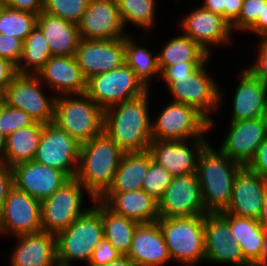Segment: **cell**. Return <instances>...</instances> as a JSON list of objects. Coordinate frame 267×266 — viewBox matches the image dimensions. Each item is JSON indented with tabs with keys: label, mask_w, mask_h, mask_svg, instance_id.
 Listing matches in <instances>:
<instances>
[{
	"label": "cell",
	"mask_w": 267,
	"mask_h": 266,
	"mask_svg": "<svg viewBox=\"0 0 267 266\" xmlns=\"http://www.w3.org/2000/svg\"><path fill=\"white\" fill-rule=\"evenodd\" d=\"M211 142L200 153L197 175L207 213H221L231 201L234 179L243 167Z\"/></svg>",
	"instance_id": "3"
},
{
	"label": "cell",
	"mask_w": 267,
	"mask_h": 266,
	"mask_svg": "<svg viewBox=\"0 0 267 266\" xmlns=\"http://www.w3.org/2000/svg\"><path fill=\"white\" fill-rule=\"evenodd\" d=\"M206 139L152 140L148 151L152 160L162 165L173 177L194 174L197 173L200 153L210 143Z\"/></svg>",
	"instance_id": "16"
},
{
	"label": "cell",
	"mask_w": 267,
	"mask_h": 266,
	"mask_svg": "<svg viewBox=\"0 0 267 266\" xmlns=\"http://www.w3.org/2000/svg\"><path fill=\"white\" fill-rule=\"evenodd\" d=\"M265 31H267V2L263 5L262 17H258L257 22L247 32L256 36Z\"/></svg>",
	"instance_id": "53"
},
{
	"label": "cell",
	"mask_w": 267,
	"mask_h": 266,
	"mask_svg": "<svg viewBox=\"0 0 267 266\" xmlns=\"http://www.w3.org/2000/svg\"><path fill=\"white\" fill-rule=\"evenodd\" d=\"M229 223L233 240L239 245L244 259L251 266H260L263 227L254 218L238 217L225 211L220 213Z\"/></svg>",
	"instance_id": "28"
},
{
	"label": "cell",
	"mask_w": 267,
	"mask_h": 266,
	"mask_svg": "<svg viewBox=\"0 0 267 266\" xmlns=\"http://www.w3.org/2000/svg\"><path fill=\"white\" fill-rule=\"evenodd\" d=\"M146 92L126 63L87 79L86 94L103 111L113 105L140 97Z\"/></svg>",
	"instance_id": "11"
},
{
	"label": "cell",
	"mask_w": 267,
	"mask_h": 266,
	"mask_svg": "<svg viewBox=\"0 0 267 266\" xmlns=\"http://www.w3.org/2000/svg\"><path fill=\"white\" fill-rule=\"evenodd\" d=\"M127 256L137 266H164L172 261L158 222L138 225Z\"/></svg>",
	"instance_id": "25"
},
{
	"label": "cell",
	"mask_w": 267,
	"mask_h": 266,
	"mask_svg": "<svg viewBox=\"0 0 267 266\" xmlns=\"http://www.w3.org/2000/svg\"><path fill=\"white\" fill-rule=\"evenodd\" d=\"M150 94V95H149ZM151 91L104 110L103 130L123 152L148 150L152 141Z\"/></svg>",
	"instance_id": "1"
},
{
	"label": "cell",
	"mask_w": 267,
	"mask_h": 266,
	"mask_svg": "<svg viewBox=\"0 0 267 266\" xmlns=\"http://www.w3.org/2000/svg\"><path fill=\"white\" fill-rule=\"evenodd\" d=\"M153 119L152 140L181 141L206 138L210 132V122L194 107L180 102L169 100Z\"/></svg>",
	"instance_id": "8"
},
{
	"label": "cell",
	"mask_w": 267,
	"mask_h": 266,
	"mask_svg": "<svg viewBox=\"0 0 267 266\" xmlns=\"http://www.w3.org/2000/svg\"><path fill=\"white\" fill-rule=\"evenodd\" d=\"M204 262L251 266L244 259L239 245L234 240L222 244H205Z\"/></svg>",
	"instance_id": "37"
},
{
	"label": "cell",
	"mask_w": 267,
	"mask_h": 266,
	"mask_svg": "<svg viewBox=\"0 0 267 266\" xmlns=\"http://www.w3.org/2000/svg\"><path fill=\"white\" fill-rule=\"evenodd\" d=\"M6 136L0 131V164H4Z\"/></svg>",
	"instance_id": "57"
},
{
	"label": "cell",
	"mask_w": 267,
	"mask_h": 266,
	"mask_svg": "<svg viewBox=\"0 0 267 266\" xmlns=\"http://www.w3.org/2000/svg\"><path fill=\"white\" fill-rule=\"evenodd\" d=\"M124 28L127 24L146 30L147 35L156 25L158 0H116Z\"/></svg>",
	"instance_id": "35"
},
{
	"label": "cell",
	"mask_w": 267,
	"mask_h": 266,
	"mask_svg": "<svg viewBox=\"0 0 267 266\" xmlns=\"http://www.w3.org/2000/svg\"><path fill=\"white\" fill-rule=\"evenodd\" d=\"M103 238L101 201L94 199L92 206L56 236L58 266H72L74 261L87 265L95 245Z\"/></svg>",
	"instance_id": "4"
},
{
	"label": "cell",
	"mask_w": 267,
	"mask_h": 266,
	"mask_svg": "<svg viewBox=\"0 0 267 266\" xmlns=\"http://www.w3.org/2000/svg\"><path fill=\"white\" fill-rule=\"evenodd\" d=\"M204 63L206 62H183L167 66L160 72L159 80L162 79V82L164 81L166 85L165 87H167L173 80H175V77L187 76Z\"/></svg>",
	"instance_id": "45"
},
{
	"label": "cell",
	"mask_w": 267,
	"mask_h": 266,
	"mask_svg": "<svg viewBox=\"0 0 267 266\" xmlns=\"http://www.w3.org/2000/svg\"><path fill=\"white\" fill-rule=\"evenodd\" d=\"M240 73L231 101L229 122L263 117L266 108L267 87L246 68Z\"/></svg>",
	"instance_id": "24"
},
{
	"label": "cell",
	"mask_w": 267,
	"mask_h": 266,
	"mask_svg": "<svg viewBox=\"0 0 267 266\" xmlns=\"http://www.w3.org/2000/svg\"><path fill=\"white\" fill-rule=\"evenodd\" d=\"M256 37H258L260 39V41H258V47L263 51L267 53V31L263 32L262 34L257 35Z\"/></svg>",
	"instance_id": "58"
},
{
	"label": "cell",
	"mask_w": 267,
	"mask_h": 266,
	"mask_svg": "<svg viewBox=\"0 0 267 266\" xmlns=\"http://www.w3.org/2000/svg\"><path fill=\"white\" fill-rule=\"evenodd\" d=\"M173 176L160 164L152 160L142 181V189L159 202L167 187L172 182Z\"/></svg>",
	"instance_id": "39"
},
{
	"label": "cell",
	"mask_w": 267,
	"mask_h": 266,
	"mask_svg": "<svg viewBox=\"0 0 267 266\" xmlns=\"http://www.w3.org/2000/svg\"><path fill=\"white\" fill-rule=\"evenodd\" d=\"M14 186L13 171L6 164H0V210L9 190Z\"/></svg>",
	"instance_id": "50"
},
{
	"label": "cell",
	"mask_w": 267,
	"mask_h": 266,
	"mask_svg": "<svg viewBox=\"0 0 267 266\" xmlns=\"http://www.w3.org/2000/svg\"><path fill=\"white\" fill-rule=\"evenodd\" d=\"M243 0H226L225 19L232 25L240 15Z\"/></svg>",
	"instance_id": "51"
},
{
	"label": "cell",
	"mask_w": 267,
	"mask_h": 266,
	"mask_svg": "<svg viewBox=\"0 0 267 266\" xmlns=\"http://www.w3.org/2000/svg\"><path fill=\"white\" fill-rule=\"evenodd\" d=\"M75 59L86 79L125 64V37L109 40L81 38Z\"/></svg>",
	"instance_id": "18"
},
{
	"label": "cell",
	"mask_w": 267,
	"mask_h": 266,
	"mask_svg": "<svg viewBox=\"0 0 267 266\" xmlns=\"http://www.w3.org/2000/svg\"><path fill=\"white\" fill-rule=\"evenodd\" d=\"M160 217H192L207 214L197 173L173 177L158 202Z\"/></svg>",
	"instance_id": "15"
},
{
	"label": "cell",
	"mask_w": 267,
	"mask_h": 266,
	"mask_svg": "<svg viewBox=\"0 0 267 266\" xmlns=\"http://www.w3.org/2000/svg\"><path fill=\"white\" fill-rule=\"evenodd\" d=\"M263 119H264L266 130H267V102H266V108L264 110Z\"/></svg>",
	"instance_id": "59"
},
{
	"label": "cell",
	"mask_w": 267,
	"mask_h": 266,
	"mask_svg": "<svg viewBox=\"0 0 267 266\" xmlns=\"http://www.w3.org/2000/svg\"><path fill=\"white\" fill-rule=\"evenodd\" d=\"M104 266H137L128 256H120L117 260L109 262Z\"/></svg>",
	"instance_id": "56"
},
{
	"label": "cell",
	"mask_w": 267,
	"mask_h": 266,
	"mask_svg": "<svg viewBox=\"0 0 267 266\" xmlns=\"http://www.w3.org/2000/svg\"><path fill=\"white\" fill-rule=\"evenodd\" d=\"M151 163L148 150L124 152L113 182L105 193H123L142 189V181Z\"/></svg>",
	"instance_id": "29"
},
{
	"label": "cell",
	"mask_w": 267,
	"mask_h": 266,
	"mask_svg": "<svg viewBox=\"0 0 267 266\" xmlns=\"http://www.w3.org/2000/svg\"><path fill=\"white\" fill-rule=\"evenodd\" d=\"M35 123V120L27 112L11 107L0 99V131L6 137L19 128Z\"/></svg>",
	"instance_id": "41"
},
{
	"label": "cell",
	"mask_w": 267,
	"mask_h": 266,
	"mask_svg": "<svg viewBox=\"0 0 267 266\" xmlns=\"http://www.w3.org/2000/svg\"><path fill=\"white\" fill-rule=\"evenodd\" d=\"M134 37L131 33L125 37V63L133 70L141 86L150 91L152 81H160L157 53L154 54L147 47L140 45Z\"/></svg>",
	"instance_id": "30"
},
{
	"label": "cell",
	"mask_w": 267,
	"mask_h": 266,
	"mask_svg": "<svg viewBox=\"0 0 267 266\" xmlns=\"http://www.w3.org/2000/svg\"><path fill=\"white\" fill-rule=\"evenodd\" d=\"M53 123L82 144L103 131L104 111L86 93L60 95Z\"/></svg>",
	"instance_id": "6"
},
{
	"label": "cell",
	"mask_w": 267,
	"mask_h": 266,
	"mask_svg": "<svg viewBox=\"0 0 267 266\" xmlns=\"http://www.w3.org/2000/svg\"><path fill=\"white\" fill-rule=\"evenodd\" d=\"M37 77L55 96L86 93L87 79L75 56H51Z\"/></svg>",
	"instance_id": "21"
},
{
	"label": "cell",
	"mask_w": 267,
	"mask_h": 266,
	"mask_svg": "<svg viewBox=\"0 0 267 266\" xmlns=\"http://www.w3.org/2000/svg\"><path fill=\"white\" fill-rule=\"evenodd\" d=\"M266 186V178L252 172L247 166H243L234 179L231 201L225 212L258 220Z\"/></svg>",
	"instance_id": "22"
},
{
	"label": "cell",
	"mask_w": 267,
	"mask_h": 266,
	"mask_svg": "<svg viewBox=\"0 0 267 266\" xmlns=\"http://www.w3.org/2000/svg\"><path fill=\"white\" fill-rule=\"evenodd\" d=\"M122 256L105 238L97 242L87 266H104Z\"/></svg>",
	"instance_id": "43"
},
{
	"label": "cell",
	"mask_w": 267,
	"mask_h": 266,
	"mask_svg": "<svg viewBox=\"0 0 267 266\" xmlns=\"http://www.w3.org/2000/svg\"><path fill=\"white\" fill-rule=\"evenodd\" d=\"M11 168L14 186L39 201L51 196L70 180L64 172L35 161L21 162Z\"/></svg>",
	"instance_id": "20"
},
{
	"label": "cell",
	"mask_w": 267,
	"mask_h": 266,
	"mask_svg": "<svg viewBox=\"0 0 267 266\" xmlns=\"http://www.w3.org/2000/svg\"><path fill=\"white\" fill-rule=\"evenodd\" d=\"M228 131L219 147L231 160L247 166L258 147L267 138L263 117L229 122Z\"/></svg>",
	"instance_id": "17"
},
{
	"label": "cell",
	"mask_w": 267,
	"mask_h": 266,
	"mask_svg": "<svg viewBox=\"0 0 267 266\" xmlns=\"http://www.w3.org/2000/svg\"><path fill=\"white\" fill-rule=\"evenodd\" d=\"M50 57L48 41L36 25L24 40L21 58L16 66L17 73L37 75Z\"/></svg>",
	"instance_id": "34"
},
{
	"label": "cell",
	"mask_w": 267,
	"mask_h": 266,
	"mask_svg": "<svg viewBox=\"0 0 267 266\" xmlns=\"http://www.w3.org/2000/svg\"><path fill=\"white\" fill-rule=\"evenodd\" d=\"M36 25L48 41L51 56H75L81 40L76 24L41 12Z\"/></svg>",
	"instance_id": "27"
},
{
	"label": "cell",
	"mask_w": 267,
	"mask_h": 266,
	"mask_svg": "<svg viewBox=\"0 0 267 266\" xmlns=\"http://www.w3.org/2000/svg\"><path fill=\"white\" fill-rule=\"evenodd\" d=\"M101 220L103 223L104 238L107 239L122 256H127L139 223L114 213L102 201Z\"/></svg>",
	"instance_id": "33"
},
{
	"label": "cell",
	"mask_w": 267,
	"mask_h": 266,
	"mask_svg": "<svg viewBox=\"0 0 267 266\" xmlns=\"http://www.w3.org/2000/svg\"><path fill=\"white\" fill-rule=\"evenodd\" d=\"M3 3L14 10H21L39 15L44 6V0H3Z\"/></svg>",
	"instance_id": "48"
},
{
	"label": "cell",
	"mask_w": 267,
	"mask_h": 266,
	"mask_svg": "<svg viewBox=\"0 0 267 266\" xmlns=\"http://www.w3.org/2000/svg\"><path fill=\"white\" fill-rule=\"evenodd\" d=\"M23 43L19 38L0 33V57L10 60L17 66L21 58Z\"/></svg>",
	"instance_id": "44"
},
{
	"label": "cell",
	"mask_w": 267,
	"mask_h": 266,
	"mask_svg": "<svg viewBox=\"0 0 267 266\" xmlns=\"http://www.w3.org/2000/svg\"><path fill=\"white\" fill-rule=\"evenodd\" d=\"M80 143L55 123H47L33 161L64 172L70 179L78 170Z\"/></svg>",
	"instance_id": "12"
},
{
	"label": "cell",
	"mask_w": 267,
	"mask_h": 266,
	"mask_svg": "<svg viewBox=\"0 0 267 266\" xmlns=\"http://www.w3.org/2000/svg\"><path fill=\"white\" fill-rule=\"evenodd\" d=\"M86 193V194H85ZM94 199L84 189L76 178L68 180L51 196L41 201V226L42 230L57 236L67 229L87 208L83 206L85 196ZM84 207V208H83Z\"/></svg>",
	"instance_id": "9"
},
{
	"label": "cell",
	"mask_w": 267,
	"mask_h": 266,
	"mask_svg": "<svg viewBox=\"0 0 267 266\" xmlns=\"http://www.w3.org/2000/svg\"><path fill=\"white\" fill-rule=\"evenodd\" d=\"M2 4H3V0H0V7H1Z\"/></svg>",
	"instance_id": "60"
},
{
	"label": "cell",
	"mask_w": 267,
	"mask_h": 266,
	"mask_svg": "<svg viewBox=\"0 0 267 266\" xmlns=\"http://www.w3.org/2000/svg\"><path fill=\"white\" fill-rule=\"evenodd\" d=\"M159 223L172 261L197 266L205 259L204 215L165 218Z\"/></svg>",
	"instance_id": "7"
},
{
	"label": "cell",
	"mask_w": 267,
	"mask_h": 266,
	"mask_svg": "<svg viewBox=\"0 0 267 266\" xmlns=\"http://www.w3.org/2000/svg\"><path fill=\"white\" fill-rule=\"evenodd\" d=\"M163 43V47L158 51V66L160 72L167 66L183 62H206L211 59L210 55L203 50L195 41L185 34L178 33L171 36Z\"/></svg>",
	"instance_id": "32"
},
{
	"label": "cell",
	"mask_w": 267,
	"mask_h": 266,
	"mask_svg": "<svg viewBox=\"0 0 267 266\" xmlns=\"http://www.w3.org/2000/svg\"><path fill=\"white\" fill-rule=\"evenodd\" d=\"M42 230L41 201L13 186L0 210V238Z\"/></svg>",
	"instance_id": "13"
},
{
	"label": "cell",
	"mask_w": 267,
	"mask_h": 266,
	"mask_svg": "<svg viewBox=\"0 0 267 266\" xmlns=\"http://www.w3.org/2000/svg\"><path fill=\"white\" fill-rule=\"evenodd\" d=\"M181 32L195 41L212 56L216 47H224L233 42L234 33L231 24L221 15L203 9L193 8L179 21ZM213 46V47H212Z\"/></svg>",
	"instance_id": "14"
},
{
	"label": "cell",
	"mask_w": 267,
	"mask_h": 266,
	"mask_svg": "<svg viewBox=\"0 0 267 266\" xmlns=\"http://www.w3.org/2000/svg\"><path fill=\"white\" fill-rule=\"evenodd\" d=\"M90 0H44L42 12L78 24Z\"/></svg>",
	"instance_id": "38"
},
{
	"label": "cell",
	"mask_w": 267,
	"mask_h": 266,
	"mask_svg": "<svg viewBox=\"0 0 267 266\" xmlns=\"http://www.w3.org/2000/svg\"><path fill=\"white\" fill-rule=\"evenodd\" d=\"M45 124L36 122L34 125L19 128L6 137L4 164L8 167L33 161L40 143Z\"/></svg>",
	"instance_id": "31"
},
{
	"label": "cell",
	"mask_w": 267,
	"mask_h": 266,
	"mask_svg": "<svg viewBox=\"0 0 267 266\" xmlns=\"http://www.w3.org/2000/svg\"><path fill=\"white\" fill-rule=\"evenodd\" d=\"M124 152L103 130L80 144L76 179L93 199H99L111 186Z\"/></svg>",
	"instance_id": "2"
},
{
	"label": "cell",
	"mask_w": 267,
	"mask_h": 266,
	"mask_svg": "<svg viewBox=\"0 0 267 266\" xmlns=\"http://www.w3.org/2000/svg\"><path fill=\"white\" fill-rule=\"evenodd\" d=\"M200 6L207 11L219 14L225 18L226 0H204Z\"/></svg>",
	"instance_id": "52"
},
{
	"label": "cell",
	"mask_w": 267,
	"mask_h": 266,
	"mask_svg": "<svg viewBox=\"0 0 267 266\" xmlns=\"http://www.w3.org/2000/svg\"><path fill=\"white\" fill-rule=\"evenodd\" d=\"M267 0H243L239 18L231 25L233 32L245 33L262 17Z\"/></svg>",
	"instance_id": "42"
},
{
	"label": "cell",
	"mask_w": 267,
	"mask_h": 266,
	"mask_svg": "<svg viewBox=\"0 0 267 266\" xmlns=\"http://www.w3.org/2000/svg\"><path fill=\"white\" fill-rule=\"evenodd\" d=\"M16 65L0 57V96L17 75Z\"/></svg>",
	"instance_id": "49"
},
{
	"label": "cell",
	"mask_w": 267,
	"mask_h": 266,
	"mask_svg": "<svg viewBox=\"0 0 267 266\" xmlns=\"http://www.w3.org/2000/svg\"><path fill=\"white\" fill-rule=\"evenodd\" d=\"M77 27L80 37L88 40L119 39L128 35L116 0H90Z\"/></svg>",
	"instance_id": "19"
},
{
	"label": "cell",
	"mask_w": 267,
	"mask_h": 266,
	"mask_svg": "<svg viewBox=\"0 0 267 266\" xmlns=\"http://www.w3.org/2000/svg\"><path fill=\"white\" fill-rule=\"evenodd\" d=\"M256 53L257 59L245 68L267 87V53L263 52L258 46Z\"/></svg>",
	"instance_id": "47"
},
{
	"label": "cell",
	"mask_w": 267,
	"mask_h": 266,
	"mask_svg": "<svg viewBox=\"0 0 267 266\" xmlns=\"http://www.w3.org/2000/svg\"><path fill=\"white\" fill-rule=\"evenodd\" d=\"M260 266H267V229L263 228V245L260 254Z\"/></svg>",
	"instance_id": "55"
},
{
	"label": "cell",
	"mask_w": 267,
	"mask_h": 266,
	"mask_svg": "<svg viewBox=\"0 0 267 266\" xmlns=\"http://www.w3.org/2000/svg\"><path fill=\"white\" fill-rule=\"evenodd\" d=\"M247 167L261 177L267 179V138L258 147L255 156L248 163Z\"/></svg>",
	"instance_id": "46"
},
{
	"label": "cell",
	"mask_w": 267,
	"mask_h": 266,
	"mask_svg": "<svg viewBox=\"0 0 267 266\" xmlns=\"http://www.w3.org/2000/svg\"><path fill=\"white\" fill-rule=\"evenodd\" d=\"M45 88L37 75L17 74L1 99L9 106L27 112L35 122L52 123L56 96L52 92L47 94Z\"/></svg>",
	"instance_id": "10"
},
{
	"label": "cell",
	"mask_w": 267,
	"mask_h": 266,
	"mask_svg": "<svg viewBox=\"0 0 267 266\" xmlns=\"http://www.w3.org/2000/svg\"><path fill=\"white\" fill-rule=\"evenodd\" d=\"M209 60L197 67L191 74L175 77V80L166 88L169 90L172 101L194 107L210 122V131H213L216 124L214 117L211 116L215 114L214 112L220 111L218 109L221 108L225 92H221L222 88L217 79L215 80L211 72H208Z\"/></svg>",
	"instance_id": "5"
},
{
	"label": "cell",
	"mask_w": 267,
	"mask_h": 266,
	"mask_svg": "<svg viewBox=\"0 0 267 266\" xmlns=\"http://www.w3.org/2000/svg\"><path fill=\"white\" fill-rule=\"evenodd\" d=\"M98 200L114 213L139 224L157 222L160 218L158 202L143 189L123 193H104Z\"/></svg>",
	"instance_id": "26"
},
{
	"label": "cell",
	"mask_w": 267,
	"mask_h": 266,
	"mask_svg": "<svg viewBox=\"0 0 267 266\" xmlns=\"http://www.w3.org/2000/svg\"><path fill=\"white\" fill-rule=\"evenodd\" d=\"M37 16L31 12L11 9L3 3L0 7V33L24 42L36 26Z\"/></svg>",
	"instance_id": "36"
},
{
	"label": "cell",
	"mask_w": 267,
	"mask_h": 266,
	"mask_svg": "<svg viewBox=\"0 0 267 266\" xmlns=\"http://www.w3.org/2000/svg\"><path fill=\"white\" fill-rule=\"evenodd\" d=\"M258 221L263 228L267 229V186L265 188L264 202Z\"/></svg>",
	"instance_id": "54"
},
{
	"label": "cell",
	"mask_w": 267,
	"mask_h": 266,
	"mask_svg": "<svg viewBox=\"0 0 267 266\" xmlns=\"http://www.w3.org/2000/svg\"><path fill=\"white\" fill-rule=\"evenodd\" d=\"M205 244H222L233 240L228 221L220 213L204 215Z\"/></svg>",
	"instance_id": "40"
},
{
	"label": "cell",
	"mask_w": 267,
	"mask_h": 266,
	"mask_svg": "<svg viewBox=\"0 0 267 266\" xmlns=\"http://www.w3.org/2000/svg\"><path fill=\"white\" fill-rule=\"evenodd\" d=\"M15 238L9 260L11 266H58L56 236L45 230Z\"/></svg>",
	"instance_id": "23"
}]
</instances>
